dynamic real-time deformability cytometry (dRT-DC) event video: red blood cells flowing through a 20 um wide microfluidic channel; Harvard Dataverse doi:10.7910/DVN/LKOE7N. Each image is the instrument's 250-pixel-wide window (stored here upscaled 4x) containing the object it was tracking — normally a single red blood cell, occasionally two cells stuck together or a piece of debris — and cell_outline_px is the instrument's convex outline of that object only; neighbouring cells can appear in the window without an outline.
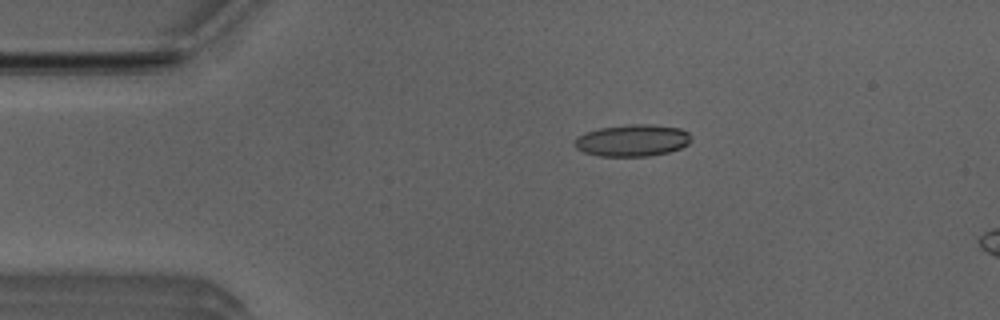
{"species": "Egyptian fruit bat (a non-hibernating species)", "species_latin": "Rousettus aegyptiacus", "temperature_condition": "room temperature", "stored_images_in_passage": 5, "camera_frame_rate_fps": 3000, "um_per_image_px": 0.085, "animal": {"sex": "male"}, "frame": {"image": 1, "passage_image": 3, "time_ms": 0.667, "image_size_px": [1000, 320], "cell_outline_px": [[692, 140], [688, 144], [680, 148], [668, 152], [648, 156], [600, 156], [584, 152], [576, 148], [576, 140], [580, 136], [588, 132], [600, 128], [628, 124], [652, 124], [680, 128], [688, 132]], "centroid_in_image_um": [53.81, 11.93], "position_along_channel_um": 31.2, "area_um2": 21.44}}